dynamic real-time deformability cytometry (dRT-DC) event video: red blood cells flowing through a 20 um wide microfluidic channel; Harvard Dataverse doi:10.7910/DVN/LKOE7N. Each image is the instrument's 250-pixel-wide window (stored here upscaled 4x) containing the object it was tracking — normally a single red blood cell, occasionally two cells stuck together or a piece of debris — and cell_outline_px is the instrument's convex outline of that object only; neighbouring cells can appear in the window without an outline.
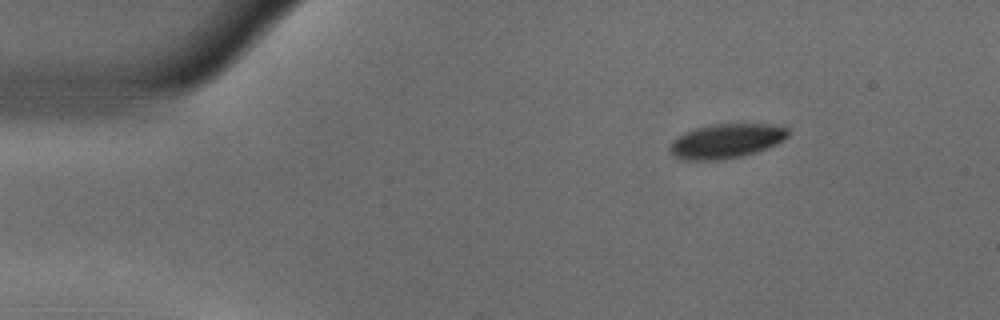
{"species": "common noctule bat (a hibernating species)", "species_latin": "Nyctalus noctula", "temperature_condition": "warm", "stored_images_in_passage": 48, "camera_frame_rate_fps": 3000, "um_per_image_px": 0.085, "animal": {"sex": "male", "body_mass_g": 18.8}, "frame": {"image": 1, "passage_image": 1, "time_ms": 0.0, "image_size_px": [1000, 320], "cell_outline_px": [[788, 136], [784, 140], [768, 148], [756, 152], [724, 160], [684, 160], [676, 156], [672, 152], [672, 140], [684, 132], [696, 128], [712, 124], [768, 124], [788, 128]], "centroid_in_image_um": [61.76, 11.98], "position_along_channel_um": 23.2, "area_um2": 23.52}}
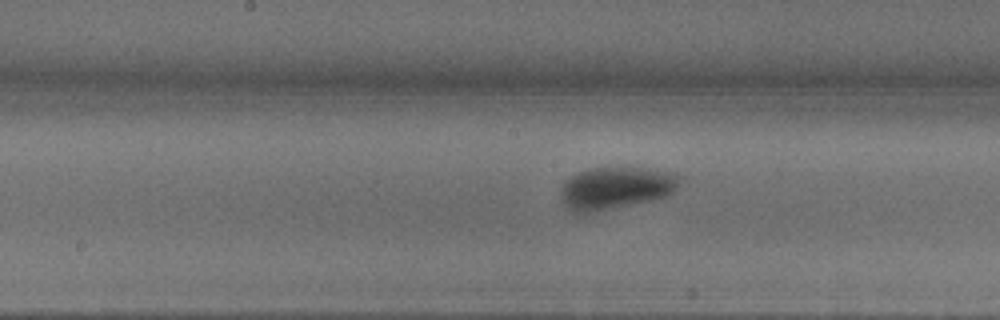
{"frame": {"image": 2, "passage_image": 21, "time_ms": 6.667, "image_size_px": [1000, 320], "cell_outline_px": [[684, 176], [676, 188], [672, 192], [664, 196], [652, 200], [592, 212], [572, 212], [560, 200], [560, 188], [576, 172], [588, 168], [628, 164], [672, 172]], "centroid_in_image_um": [52.36, 15.91], "position_along_channel_um": 195.8, "area_um2": 30.17}}
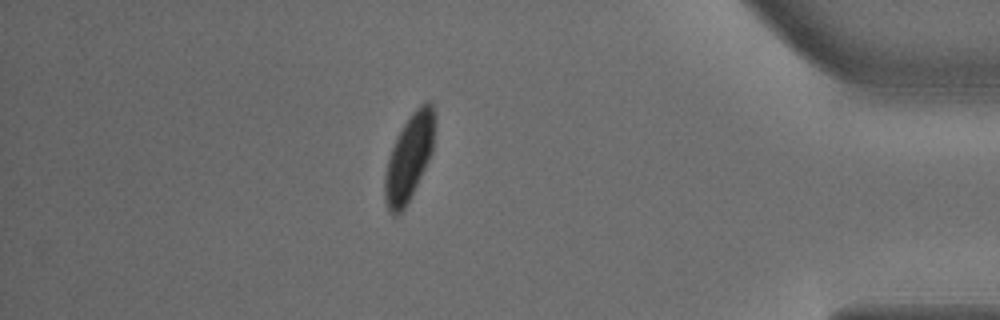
{"frame": {"image": 3, "passage_image": 41, "time_ms": 13.333, "image_size_px": [1000, 320], "cell_outline_px": [[436, 124], [432, 152], [404, 208], [396, 216], [392, 216], [388, 212], [384, 200], [384, 176], [388, 160], [396, 136], [408, 116], [420, 104], [428, 100], [432, 100], [436, 116]], "centroid_in_image_um": [34.78, 13.32], "position_along_channel_um": 400.4, "area_um2": 25.26}, "authors_computed_cell_mechanics": {"area_um2": 26.6747, "velocity_mm_per_s": 3.658, "shape_relaxation_time_tau1_ms": 2.8543, "shape_relaxation_time_tau2_ms": null, "deformation_change_tau1": 0.1434, "deformation_change_tau2": null}}